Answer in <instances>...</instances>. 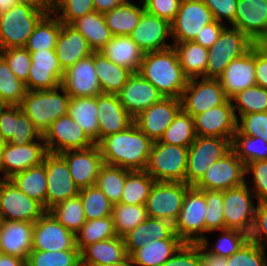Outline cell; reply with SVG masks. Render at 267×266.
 Here are the masks:
<instances>
[{
    "instance_id": "2",
    "label": "cell",
    "mask_w": 267,
    "mask_h": 266,
    "mask_svg": "<svg viewBox=\"0 0 267 266\" xmlns=\"http://www.w3.org/2000/svg\"><path fill=\"white\" fill-rule=\"evenodd\" d=\"M138 73L156 87L163 97L180 99L188 81L173 46L146 52Z\"/></svg>"
},
{
    "instance_id": "74",
    "label": "cell",
    "mask_w": 267,
    "mask_h": 266,
    "mask_svg": "<svg viewBox=\"0 0 267 266\" xmlns=\"http://www.w3.org/2000/svg\"><path fill=\"white\" fill-rule=\"evenodd\" d=\"M0 172L4 173L3 177L0 176V181L5 180V170H4V167H3L2 153H0Z\"/></svg>"
},
{
    "instance_id": "18",
    "label": "cell",
    "mask_w": 267,
    "mask_h": 266,
    "mask_svg": "<svg viewBox=\"0 0 267 266\" xmlns=\"http://www.w3.org/2000/svg\"><path fill=\"white\" fill-rule=\"evenodd\" d=\"M235 114L233 102L231 99H227L223 104L194 116L196 136L221 137L233 140L237 130Z\"/></svg>"
},
{
    "instance_id": "32",
    "label": "cell",
    "mask_w": 267,
    "mask_h": 266,
    "mask_svg": "<svg viewBox=\"0 0 267 266\" xmlns=\"http://www.w3.org/2000/svg\"><path fill=\"white\" fill-rule=\"evenodd\" d=\"M81 266L115 265L128 258L123 237L98 241L80 251Z\"/></svg>"
},
{
    "instance_id": "53",
    "label": "cell",
    "mask_w": 267,
    "mask_h": 266,
    "mask_svg": "<svg viewBox=\"0 0 267 266\" xmlns=\"http://www.w3.org/2000/svg\"><path fill=\"white\" fill-rule=\"evenodd\" d=\"M222 235H220L218 241L214 243L210 249H208L209 241L205 235L204 239L200 242L207 251L212 254L222 256L225 258L230 257L237 252L248 240V234L235 230V229H222Z\"/></svg>"
},
{
    "instance_id": "54",
    "label": "cell",
    "mask_w": 267,
    "mask_h": 266,
    "mask_svg": "<svg viewBox=\"0 0 267 266\" xmlns=\"http://www.w3.org/2000/svg\"><path fill=\"white\" fill-rule=\"evenodd\" d=\"M37 140H44L43 135L35 127L20 106H14L13 136L8 143L26 145Z\"/></svg>"
},
{
    "instance_id": "16",
    "label": "cell",
    "mask_w": 267,
    "mask_h": 266,
    "mask_svg": "<svg viewBox=\"0 0 267 266\" xmlns=\"http://www.w3.org/2000/svg\"><path fill=\"white\" fill-rule=\"evenodd\" d=\"M48 153L87 149L95 145L68 114L59 117L43 135Z\"/></svg>"
},
{
    "instance_id": "62",
    "label": "cell",
    "mask_w": 267,
    "mask_h": 266,
    "mask_svg": "<svg viewBox=\"0 0 267 266\" xmlns=\"http://www.w3.org/2000/svg\"><path fill=\"white\" fill-rule=\"evenodd\" d=\"M142 2L145 11L171 23L179 10L181 0H142Z\"/></svg>"
},
{
    "instance_id": "6",
    "label": "cell",
    "mask_w": 267,
    "mask_h": 266,
    "mask_svg": "<svg viewBox=\"0 0 267 266\" xmlns=\"http://www.w3.org/2000/svg\"><path fill=\"white\" fill-rule=\"evenodd\" d=\"M255 44L237 28L226 26L217 41L208 48L206 78L218 79L232 60L243 56Z\"/></svg>"
},
{
    "instance_id": "39",
    "label": "cell",
    "mask_w": 267,
    "mask_h": 266,
    "mask_svg": "<svg viewBox=\"0 0 267 266\" xmlns=\"http://www.w3.org/2000/svg\"><path fill=\"white\" fill-rule=\"evenodd\" d=\"M141 6L131 3L130 0L104 13L106 25L112 36H129L138 25L139 20L145 11L142 0Z\"/></svg>"
},
{
    "instance_id": "41",
    "label": "cell",
    "mask_w": 267,
    "mask_h": 266,
    "mask_svg": "<svg viewBox=\"0 0 267 266\" xmlns=\"http://www.w3.org/2000/svg\"><path fill=\"white\" fill-rule=\"evenodd\" d=\"M61 27L62 23L54 14H46L35 26L25 48L30 53L43 49L55 50Z\"/></svg>"
},
{
    "instance_id": "20",
    "label": "cell",
    "mask_w": 267,
    "mask_h": 266,
    "mask_svg": "<svg viewBox=\"0 0 267 266\" xmlns=\"http://www.w3.org/2000/svg\"><path fill=\"white\" fill-rule=\"evenodd\" d=\"M30 54L32 64L25 82L26 89L53 90L60 87L64 71L59 65L56 51L43 49Z\"/></svg>"
},
{
    "instance_id": "44",
    "label": "cell",
    "mask_w": 267,
    "mask_h": 266,
    "mask_svg": "<svg viewBox=\"0 0 267 266\" xmlns=\"http://www.w3.org/2000/svg\"><path fill=\"white\" fill-rule=\"evenodd\" d=\"M26 92L25 83L17 78L0 55V105L20 106Z\"/></svg>"
},
{
    "instance_id": "58",
    "label": "cell",
    "mask_w": 267,
    "mask_h": 266,
    "mask_svg": "<svg viewBox=\"0 0 267 266\" xmlns=\"http://www.w3.org/2000/svg\"><path fill=\"white\" fill-rule=\"evenodd\" d=\"M0 55L5 59L17 78L25 83L32 64L30 52L25 47H11L0 50Z\"/></svg>"
},
{
    "instance_id": "76",
    "label": "cell",
    "mask_w": 267,
    "mask_h": 266,
    "mask_svg": "<svg viewBox=\"0 0 267 266\" xmlns=\"http://www.w3.org/2000/svg\"><path fill=\"white\" fill-rule=\"evenodd\" d=\"M262 47L267 49V35L265 38L259 43Z\"/></svg>"
},
{
    "instance_id": "27",
    "label": "cell",
    "mask_w": 267,
    "mask_h": 266,
    "mask_svg": "<svg viewBox=\"0 0 267 266\" xmlns=\"http://www.w3.org/2000/svg\"><path fill=\"white\" fill-rule=\"evenodd\" d=\"M41 141L44 142V140H37L26 145L6 142L2 152L5 180L10 179L16 173L43 163L48 152L45 143Z\"/></svg>"
},
{
    "instance_id": "71",
    "label": "cell",
    "mask_w": 267,
    "mask_h": 266,
    "mask_svg": "<svg viewBox=\"0 0 267 266\" xmlns=\"http://www.w3.org/2000/svg\"><path fill=\"white\" fill-rule=\"evenodd\" d=\"M0 266H26V261L16 256L1 253Z\"/></svg>"
},
{
    "instance_id": "73",
    "label": "cell",
    "mask_w": 267,
    "mask_h": 266,
    "mask_svg": "<svg viewBox=\"0 0 267 266\" xmlns=\"http://www.w3.org/2000/svg\"><path fill=\"white\" fill-rule=\"evenodd\" d=\"M94 266H134L132 259L130 257H128L126 260H124L123 262L119 263V264H115V265H94Z\"/></svg>"
},
{
    "instance_id": "64",
    "label": "cell",
    "mask_w": 267,
    "mask_h": 266,
    "mask_svg": "<svg viewBox=\"0 0 267 266\" xmlns=\"http://www.w3.org/2000/svg\"><path fill=\"white\" fill-rule=\"evenodd\" d=\"M212 12L214 20L223 23L226 18L231 26L234 24L238 0H202Z\"/></svg>"
},
{
    "instance_id": "59",
    "label": "cell",
    "mask_w": 267,
    "mask_h": 266,
    "mask_svg": "<svg viewBox=\"0 0 267 266\" xmlns=\"http://www.w3.org/2000/svg\"><path fill=\"white\" fill-rule=\"evenodd\" d=\"M235 134H243L257 138L262 137L267 141V112L240 116L237 120V130Z\"/></svg>"
},
{
    "instance_id": "50",
    "label": "cell",
    "mask_w": 267,
    "mask_h": 266,
    "mask_svg": "<svg viewBox=\"0 0 267 266\" xmlns=\"http://www.w3.org/2000/svg\"><path fill=\"white\" fill-rule=\"evenodd\" d=\"M86 220H94L112 216V203L96 186H89L79 190Z\"/></svg>"
},
{
    "instance_id": "29",
    "label": "cell",
    "mask_w": 267,
    "mask_h": 266,
    "mask_svg": "<svg viewBox=\"0 0 267 266\" xmlns=\"http://www.w3.org/2000/svg\"><path fill=\"white\" fill-rule=\"evenodd\" d=\"M99 141L104 137L125 130L133 123V117L120 103L117 94L97 95Z\"/></svg>"
},
{
    "instance_id": "19",
    "label": "cell",
    "mask_w": 267,
    "mask_h": 266,
    "mask_svg": "<svg viewBox=\"0 0 267 266\" xmlns=\"http://www.w3.org/2000/svg\"><path fill=\"white\" fill-rule=\"evenodd\" d=\"M180 110V99L163 97L140 112L133 122L149 139L153 142L158 141Z\"/></svg>"
},
{
    "instance_id": "66",
    "label": "cell",
    "mask_w": 267,
    "mask_h": 266,
    "mask_svg": "<svg viewBox=\"0 0 267 266\" xmlns=\"http://www.w3.org/2000/svg\"><path fill=\"white\" fill-rule=\"evenodd\" d=\"M256 85L267 88V49L255 44Z\"/></svg>"
},
{
    "instance_id": "52",
    "label": "cell",
    "mask_w": 267,
    "mask_h": 266,
    "mask_svg": "<svg viewBox=\"0 0 267 266\" xmlns=\"http://www.w3.org/2000/svg\"><path fill=\"white\" fill-rule=\"evenodd\" d=\"M26 266H81L80 250H32L29 253Z\"/></svg>"
},
{
    "instance_id": "34",
    "label": "cell",
    "mask_w": 267,
    "mask_h": 266,
    "mask_svg": "<svg viewBox=\"0 0 267 266\" xmlns=\"http://www.w3.org/2000/svg\"><path fill=\"white\" fill-rule=\"evenodd\" d=\"M67 114L77 122L94 144L99 142L97 96L70 97Z\"/></svg>"
},
{
    "instance_id": "24",
    "label": "cell",
    "mask_w": 267,
    "mask_h": 266,
    "mask_svg": "<svg viewBox=\"0 0 267 266\" xmlns=\"http://www.w3.org/2000/svg\"><path fill=\"white\" fill-rule=\"evenodd\" d=\"M117 97L125 110L135 118L140 112L160 101L163 95L139 73H132Z\"/></svg>"
},
{
    "instance_id": "21",
    "label": "cell",
    "mask_w": 267,
    "mask_h": 266,
    "mask_svg": "<svg viewBox=\"0 0 267 266\" xmlns=\"http://www.w3.org/2000/svg\"><path fill=\"white\" fill-rule=\"evenodd\" d=\"M61 87L70 97H96L102 94L93 53L64 71Z\"/></svg>"
},
{
    "instance_id": "36",
    "label": "cell",
    "mask_w": 267,
    "mask_h": 266,
    "mask_svg": "<svg viewBox=\"0 0 267 266\" xmlns=\"http://www.w3.org/2000/svg\"><path fill=\"white\" fill-rule=\"evenodd\" d=\"M179 58L184 75L188 79L206 78L208 48L194 41L173 44Z\"/></svg>"
},
{
    "instance_id": "47",
    "label": "cell",
    "mask_w": 267,
    "mask_h": 266,
    "mask_svg": "<svg viewBox=\"0 0 267 266\" xmlns=\"http://www.w3.org/2000/svg\"><path fill=\"white\" fill-rule=\"evenodd\" d=\"M69 231L76 234L87 221L80 196L55 204L48 210Z\"/></svg>"
},
{
    "instance_id": "13",
    "label": "cell",
    "mask_w": 267,
    "mask_h": 266,
    "mask_svg": "<svg viewBox=\"0 0 267 266\" xmlns=\"http://www.w3.org/2000/svg\"><path fill=\"white\" fill-rule=\"evenodd\" d=\"M245 165L231 150L223 158L211 164L201 180L194 186L199 190L224 191L245 183Z\"/></svg>"
},
{
    "instance_id": "43",
    "label": "cell",
    "mask_w": 267,
    "mask_h": 266,
    "mask_svg": "<svg viewBox=\"0 0 267 266\" xmlns=\"http://www.w3.org/2000/svg\"><path fill=\"white\" fill-rule=\"evenodd\" d=\"M195 138L194 119L181 109L159 141L171 145L189 147Z\"/></svg>"
},
{
    "instance_id": "12",
    "label": "cell",
    "mask_w": 267,
    "mask_h": 266,
    "mask_svg": "<svg viewBox=\"0 0 267 266\" xmlns=\"http://www.w3.org/2000/svg\"><path fill=\"white\" fill-rule=\"evenodd\" d=\"M46 211L10 179L0 181V220L35 223Z\"/></svg>"
},
{
    "instance_id": "63",
    "label": "cell",
    "mask_w": 267,
    "mask_h": 266,
    "mask_svg": "<svg viewBox=\"0 0 267 266\" xmlns=\"http://www.w3.org/2000/svg\"><path fill=\"white\" fill-rule=\"evenodd\" d=\"M162 266H200L199 249L184 243Z\"/></svg>"
},
{
    "instance_id": "57",
    "label": "cell",
    "mask_w": 267,
    "mask_h": 266,
    "mask_svg": "<svg viewBox=\"0 0 267 266\" xmlns=\"http://www.w3.org/2000/svg\"><path fill=\"white\" fill-rule=\"evenodd\" d=\"M207 212L205 216V232L225 229L223 214V191L205 190Z\"/></svg>"
},
{
    "instance_id": "38",
    "label": "cell",
    "mask_w": 267,
    "mask_h": 266,
    "mask_svg": "<svg viewBox=\"0 0 267 266\" xmlns=\"http://www.w3.org/2000/svg\"><path fill=\"white\" fill-rule=\"evenodd\" d=\"M70 25L85 37L89 47L93 51L101 50L112 38L104 15L97 11L79 17Z\"/></svg>"
},
{
    "instance_id": "4",
    "label": "cell",
    "mask_w": 267,
    "mask_h": 266,
    "mask_svg": "<svg viewBox=\"0 0 267 266\" xmlns=\"http://www.w3.org/2000/svg\"><path fill=\"white\" fill-rule=\"evenodd\" d=\"M188 147L154 141L145 171L158 182L186 184Z\"/></svg>"
},
{
    "instance_id": "55",
    "label": "cell",
    "mask_w": 267,
    "mask_h": 266,
    "mask_svg": "<svg viewBox=\"0 0 267 266\" xmlns=\"http://www.w3.org/2000/svg\"><path fill=\"white\" fill-rule=\"evenodd\" d=\"M93 11H95L93 0H54L53 14L62 24H71L79 17Z\"/></svg>"
},
{
    "instance_id": "30",
    "label": "cell",
    "mask_w": 267,
    "mask_h": 266,
    "mask_svg": "<svg viewBox=\"0 0 267 266\" xmlns=\"http://www.w3.org/2000/svg\"><path fill=\"white\" fill-rule=\"evenodd\" d=\"M55 51L63 71L93 53L85 37L70 24H62Z\"/></svg>"
},
{
    "instance_id": "75",
    "label": "cell",
    "mask_w": 267,
    "mask_h": 266,
    "mask_svg": "<svg viewBox=\"0 0 267 266\" xmlns=\"http://www.w3.org/2000/svg\"><path fill=\"white\" fill-rule=\"evenodd\" d=\"M5 144H6V141L0 135V153L3 152V149H4Z\"/></svg>"
},
{
    "instance_id": "10",
    "label": "cell",
    "mask_w": 267,
    "mask_h": 266,
    "mask_svg": "<svg viewBox=\"0 0 267 266\" xmlns=\"http://www.w3.org/2000/svg\"><path fill=\"white\" fill-rule=\"evenodd\" d=\"M227 99L219 79L192 78L188 79L180 98L181 109L194 117L223 104Z\"/></svg>"
},
{
    "instance_id": "31",
    "label": "cell",
    "mask_w": 267,
    "mask_h": 266,
    "mask_svg": "<svg viewBox=\"0 0 267 266\" xmlns=\"http://www.w3.org/2000/svg\"><path fill=\"white\" fill-rule=\"evenodd\" d=\"M180 239L174 232V225L163 219L148 217L133 230L123 236L128 257L151 240Z\"/></svg>"
},
{
    "instance_id": "67",
    "label": "cell",
    "mask_w": 267,
    "mask_h": 266,
    "mask_svg": "<svg viewBox=\"0 0 267 266\" xmlns=\"http://www.w3.org/2000/svg\"><path fill=\"white\" fill-rule=\"evenodd\" d=\"M14 106L0 105V135L8 142L13 136Z\"/></svg>"
},
{
    "instance_id": "42",
    "label": "cell",
    "mask_w": 267,
    "mask_h": 266,
    "mask_svg": "<svg viewBox=\"0 0 267 266\" xmlns=\"http://www.w3.org/2000/svg\"><path fill=\"white\" fill-rule=\"evenodd\" d=\"M155 180L146 171H130L126 175L119 203L145 205Z\"/></svg>"
},
{
    "instance_id": "17",
    "label": "cell",
    "mask_w": 267,
    "mask_h": 266,
    "mask_svg": "<svg viewBox=\"0 0 267 266\" xmlns=\"http://www.w3.org/2000/svg\"><path fill=\"white\" fill-rule=\"evenodd\" d=\"M34 251L79 250L75 234L60 224L46 211L35 223L33 229Z\"/></svg>"
},
{
    "instance_id": "72",
    "label": "cell",
    "mask_w": 267,
    "mask_h": 266,
    "mask_svg": "<svg viewBox=\"0 0 267 266\" xmlns=\"http://www.w3.org/2000/svg\"><path fill=\"white\" fill-rule=\"evenodd\" d=\"M17 4H19L18 0H0V13L7 11Z\"/></svg>"
},
{
    "instance_id": "61",
    "label": "cell",
    "mask_w": 267,
    "mask_h": 266,
    "mask_svg": "<svg viewBox=\"0 0 267 266\" xmlns=\"http://www.w3.org/2000/svg\"><path fill=\"white\" fill-rule=\"evenodd\" d=\"M248 236L249 241L257 243L259 246H262L264 248L266 247L265 242L267 244V201L257 203L253 226Z\"/></svg>"
},
{
    "instance_id": "15",
    "label": "cell",
    "mask_w": 267,
    "mask_h": 266,
    "mask_svg": "<svg viewBox=\"0 0 267 266\" xmlns=\"http://www.w3.org/2000/svg\"><path fill=\"white\" fill-rule=\"evenodd\" d=\"M47 177L46 210L55 204L79 195L68 164L60 154L47 153L43 159Z\"/></svg>"
},
{
    "instance_id": "22",
    "label": "cell",
    "mask_w": 267,
    "mask_h": 266,
    "mask_svg": "<svg viewBox=\"0 0 267 266\" xmlns=\"http://www.w3.org/2000/svg\"><path fill=\"white\" fill-rule=\"evenodd\" d=\"M60 155L67 162L72 180L79 189L96 184L97 176L104 165L97 144L87 149L65 151Z\"/></svg>"
},
{
    "instance_id": "5",
    "label": "cell",
    "mask_w": 267,
    "mask_h": 266,
    "mask_svg": "<svg viewBox=\"0 0 267 266\" xmlns=\"http://www.w3.org/2000/svg\"><path fill=\"white\" fill-rule=\"evenodd\" d=\"M45 15V12L23 4L0 13V50L25 47L35 26Z\"/></svg>"
},
{
    "instance_id": "56",
    "label": "cell",
    "mask_w": 267,
    "mask_h": 266,
    "mask_svg": "<svg viewBox=\"0 0 267 266\" xmlns=\"http://www.w3.org/2000/svg\"><path fill=\"white\" fill-rule=\"evenodd\" d=\"M226 266H267L265 248L248 240L237 252L226 258Z\"/></svg>"
},
{
    "instance_id": "28",
    "label": "cell",
    "mask_w": 267,
    "mask_h": 266,
    "mask_svg": "<svg viewBox=\"0 0 267 266\" xmlns=\"http://www.w3.org/2000/svg\"><path fill=\"white\" fill-rule=\"evenodd\" d=\"M34 223L0 220V250L2 254L27 261L33 246Z\"/></svg>"
},
{
    "instance_id": "70",
    "label": "cell",
    "mask_w": 267,
    "mask_h": 266,
    "mask_svg": "<svg viewBox=\"0 0 267 266\" xmlns=\"http://www.w3.org/2000/svg\"><path fill=\"white\" fill-rule=\"evenodd\" d=\"M126 1L128 0H93L94 10L104 14L117 6L124 4Z\"/></svg>"
},
{
    "instance_id": "69",
    "label": "cell",
    "mask_w": 267,
    "mask_h": 266,
    "mask_svg": "<svg viewBox=\"0 0 267 266\" xmlns=\"http://www.w3.org/2000/svg\"><path fill=\"white\" fill-rule=\"evenodd\" d=\"M19 4L28 5L36 10L45 12L46 14H53L54 0H18Z\"/></svg>"
},
{
    "instance_id": "26",
    "label": "cell",
    "mask_w": 267,
    "mask_h": 266,
    "mask_svg": "<svg viewBox=\"0 0 267 266\" xmlns=\"http://www.w3.org/2000/svg\"><path fill=\"white\" fill-rule=\"evenodd\" d=\"M218 79L228 99L256 85L255 45L243 56L232 60Z\"/></svg>"
},
{
    "instance_id": "49",
    "label": "cell",
    "mask_w": 267,
    "mask_h": 266,
    "mask_svg": "<svg viewBox=\"0 0 267 266\" xmlns=\"http://www.w3.org/2000/svg\"><path fill=\"white\" fill-rule=\"evenodd\" d=\"M235 114L243 116L252 113L267 112V88L254 85L238 92L231 98ZM235 101V104H234Z\"/></svg>"
},
{
    "instance_id": "45",
    "label": "cell",
    "mask_w": 267,
    "mask_h": 266,
    "mask_svg": "<svg viewBox=\"0 0 267 266\" xmlns=\"http://www.w3.org/2000/svg\"><path fill=\"white\" fill-rule=\"evenodd\" d=\"M112 216L87 220L75 234L76 247L81 251L85 246L116 237Z\"/></svg>"
},
{
    "instance_id": "11",
    "label": "cell",
    "mask_w": 267,
    "mask_h": 266,
    "mask_svg": "<svg viewBox=\"0 0 267 266\" xmlns=\"http://www.w3.org/2000/svg\"><path fill=\"white\" fill-rule=\"evenodd\" d=\"M247 181L239 187L223 191V214L225 229H235L249 235L251 232L256 206L255 195L248 188Z\"/></svg>"
},
{
    "instance_id": "3",
    "label": "cell",
    "mask_w": 267,
    "mask_h": 266,
    "mask_svg": "<svg viewBox=\"0 0 267 266\" xmlns=\"http://www.w3.org/2000/svg\"><path fill=\"white\" fill-rule=\"evenodd\" d=\"M69 101L70 96L61 86L53 90H27L20 107L44 135L51 123L67 115Z\"/></svg>"
},
{
    "instance_id": "33",
    "label": "cell",
    "mask_w": 267,
    "mask_h": 266,
    "mask_svg": "<svg viewBox=\"0 0 267 266\" xmlns=\"http://www.w3.org/2000/svg\"><path fill=\"white\" fill-rule=\"evenodd\" d=\"M99 52L132 73H138L145 54L127 35L112 36Z\"/></svg>"
},
{
    "instance_id": "14",
    "label": "cell",
    "mask_w": 267,
    "mask_h": 266,
    "mask_svg": "<svg viewBox=\"0 0 267 266\" xmlns=\"http://www.w3.org/2000/svg\"><path fill=\"white\" fill-rule=\"evenodd\" d=\"M213 21L212 12L202 0H181L175 19L171 22L173 41H194L202 28Z\"/></svg>"
},
{
    "instance_id": "60",
    "label": "cell",
    "mask_w": 267,
    "mask_h": 266,
    "mask_svg": "<svg viewBox=\"0 0 267 266\" xmlns=\"http://www.w3.org/2000/svg\"><path fill=\"white\" fill-rule=\"evenodd\" d=\"M252 174L251 191L258 202L267 201V160L254 161L245 165V175Z\"/></svg>"
},
{
    "instance_id": "68",
    "label": "cell",
    "mask_w": 267,
    "mask_h": 266,
    "mask_svg": "<svg viewBox=\"0 0 267 266\" xmlns=\"http://www.w3.org/2000/svg\"><path fill=\"white\" fill-rule=\"evenodd\" d=\"M199 249L200 266H226V258L210 253L200 243H193Z\"/></svg>"
},
{
    "instance_id": "48",
    "label": "cell",
    "mask_w": 267,
    "mask_h": 266,
    "mask_svg": "<svg viewBox=\"0 0 267 266\" xmlns=\"http://www.w3.org/2000/svg\"><path fill=\"white\" fill-rule=\"evenodd\" d=\"M114 229L119 237H123L148 218L145 205H128L116 203L112 205Z\"/></svg>"
},
{
    "instance_id": "37",
    "label": "cell",
    "mask_w": 267,
    "mask_h": 266,
    "mask_svg": "<svg viewBox=\"0 0 267 266\" xmlns=\"http://www.w3.org/2000/svg\"><path fill=\"white\" fill-rule=\"evenodd\" d=\"M94 66L104 94H117L125 85L132 72L94 51Z\"/></svg>"
},
{
    "instance_id": "8",
    "label": "cell",
    "mask_w": 267,
    "mask_h": 266,
    "mask_svg": "<svg viewBox=\"0 0 267 266\" xmlns=\"http://www.w3.org/2000/svg\"><path fill=\"white\" fill-rule=\"evenodd\" d=\"M206 212L205 190L191 186L186 191L178 219L174 223V232L184 243H200L204 239Z\"/></svg>"
},
{
    "instance_id": "35",
    "label": "cell",
    "mask_w": 267,
    "mask_h": 266,
    "mask_svg": "<svg viewBox=\"0 0 267 266\" xmlns=\"http://www.w3.org/2000/svg\"><path fill=\"white\" fill-rule=\"evenodd\" d=\"M183 244L181 239L147 241L130 258L134 266H162Z\"/></svg>"
},
{
    "instance_id": "1",
    "label": "cell",
    "mask_w": 267,
    "mask_h": 266,
    "mask_svg": "<svg viewBox=\"0 0 267 266\" xmlns=\"http://www.w3.org/2000/svg\"><path fill=\"white\" fill-rule=\"evenodd\" d=\"M97 145L104 164L145 171L153 141L133 122L125 130L104 137Z\"/></svg>"
},
{
    "instance_id": "46",
    "label": "cell",
    "mask_w": 267,
    "mask_h": 266,
    "mask_svg": "<svg viewBox=\"0 0 267 266\" xmlns=\"http://www.w3.org/2000/svg\"><path fill=\"white\" fill-rule=\"evenodd\" d=\"M130 170L104 164L96 179V186L106 195L112 204L119 203Z\"/></svg>"
},
{
    "instance_id": "7",
    "label": "cell",
    "mask_w": 267,
    "mask_h": 266,
    "mask_svg": "<svg viewBox=\"0 0 267 266\" xmlns=\"http://www.w3.org/2000/svg\"><path fill=\"white\" fill-rule=\"evenodd\" d=\"M232 150V140L221 137L196 136L188 147L186 184L195 186L207 168Z\"/></svg>"
},
{
    "instance_id": "25",
    "label": "cell",
    "mask_w": 267,
    "mask_h": 266,
    "mask_svg": "<svg viewBox=\"0 0 267 266\" xmlns=\"http://www.w3.org/2000/svg\"><path fill=\"white\" fill-rule=\"evenodd\" d=\"M232 27L259 44L267 35V3L264 0H238Z\"/></svg>"
},
{
    "instance_id": "65",
    "label": "cell",
    "mask_w": 267,
    "mask_h": 266,
    "mask_svg": "<svg viewBox=\"0 0 267 266\" xmlns=\"http://www.w3.org/2000/svg\"><path fill=\"white\" fill-rule=\"evenodd\" d=\"M214 20L212 23L205 25L202 31L197 34L194 42L202 45L203 47L210 48L219 38L223 29L227 26Z\"/></svg>"
},
{
    "instance_id": "9",
    "label": "cell",
    "mask_w": 267,
    "mask_h": 266,
    "mask_svg": "<svg viewBox=\"0 0 267 266\" xmlns=\"http://www.w3.org/2000/svg\"><path fill=\"white\" fill-rule=\"evenodd\" d=\"M190 187L181 182L155 181L145 203L148 217L167 220L174 225Z\"/></svg>"
},
{
    "instance_id": "51",
    "label": "cell",
    "mask_w": 267,
    "mask_h": 266,
    "mask_svg": "<svg viewBox=\"0 0 267 266\" xmlns=\"http://www.w3.org/2000/svg\"><path fill=\"white\" fill-rule=\"evenodd\" d=\"M232 150L244 165L254 161L267 160V141L262 137L234 134Z\"/></svg>"
},
{
    "instance_id": "23",
    "label": "cell",
    "mask_w": 267,
    "mask_h": 266,
    "mask_svg": "<svg viewBox=\"0 0 267 266\" xmlns=\"http://www.w3.org/2000/svg\"><path fill=\"white\" fill-rule=\"evenodd\" d=\"M171 37V23L156 15L144 11L138 25L129 35L143 52L159 51L170 48L166 43Z\"/></svg>"
},
{
    "instance_id": "40",
    "label": "cell",
    "mask_w": 267,
    "mask_h": 266,
    "mask_svg": "<svg viewBox=\"0 0 267 266\" xmlns=\"http://www.w3.org/2000/svg\"><path fill=\"white\" fill-rule=\"evenodd\" d=\"M10 180L25 195L46 209L47 177L44 163L16 173Z\"/></svg>"
}]
</instances>
